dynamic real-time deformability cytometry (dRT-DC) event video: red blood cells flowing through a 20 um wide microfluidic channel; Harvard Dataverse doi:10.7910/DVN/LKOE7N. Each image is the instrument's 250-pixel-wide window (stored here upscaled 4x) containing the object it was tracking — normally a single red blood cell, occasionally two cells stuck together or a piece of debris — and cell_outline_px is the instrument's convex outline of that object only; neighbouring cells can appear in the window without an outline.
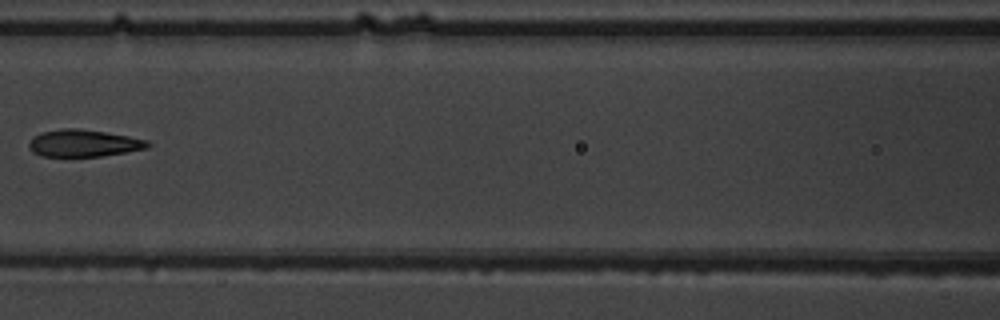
{"species": "common noctule bat (a hibernating species)", "species_latin": "Nyctalus noctula", "temperature_condition": "warm", "stored_images_in_passage": 7, "camera_frame_rate_fps": 3000, "um_per_image_px": 0.085, "animal": {"sex": "male", "body_mass_g": 19.5, "forearm_length_mm": 54.6}, "frame": {"image": 1, "passage_image": 6, "time_ms": 6.0, "image_size_px": [1000, 320], "cell_outline_px": [[152, 144], [148, 148], [100, 156], [72, 160], [40, 156], [32, 152], [28, 144], [36, 136], [44, 132], [64, 128], [76, 128], [104, 132], [128, 136], [148, 140]], "centroid_in_image_um": [7.09, 12.23], "position_along_channel_um": 159.5, "area_um2": 19.31}}
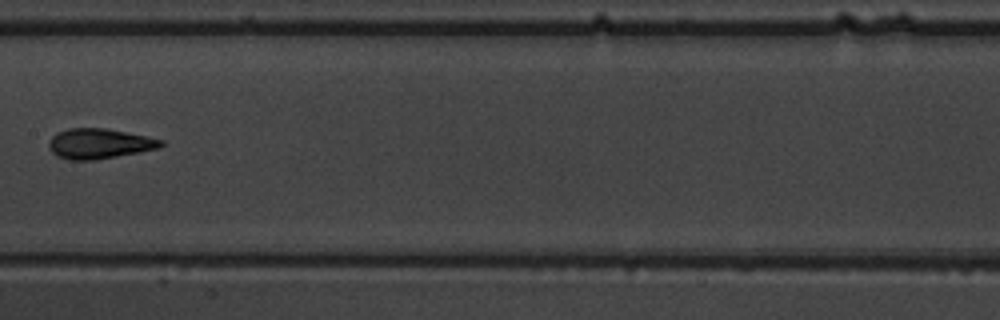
{"frame": {"image": 2, "passage_image": 7, "time_ms": 7.0, "image_size_px": [1000, 320], "cell_outline_px": [[164, 144], [156, 148], [136, 152], [92, 160], [68, 160], [56, 156], [48, 148], [48, 140], [56, 132], [68, 128], [108, 128], [148, 136], [164, 140]], "centroid_in_image_um": [8.38, 12.19], "position_along_channel_um": 199.0, "area_um2": 19.71}}